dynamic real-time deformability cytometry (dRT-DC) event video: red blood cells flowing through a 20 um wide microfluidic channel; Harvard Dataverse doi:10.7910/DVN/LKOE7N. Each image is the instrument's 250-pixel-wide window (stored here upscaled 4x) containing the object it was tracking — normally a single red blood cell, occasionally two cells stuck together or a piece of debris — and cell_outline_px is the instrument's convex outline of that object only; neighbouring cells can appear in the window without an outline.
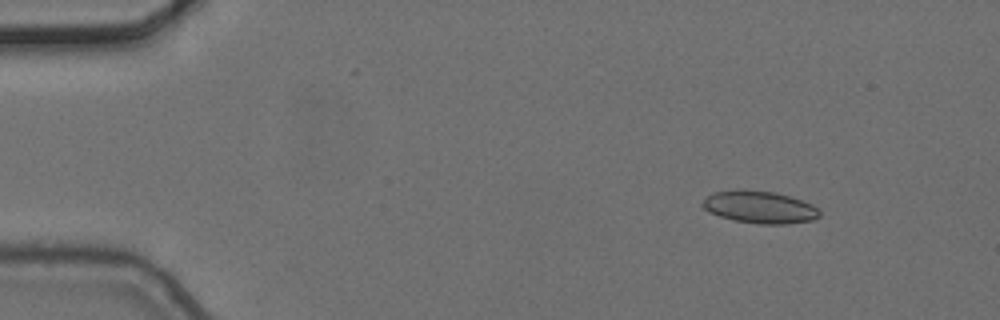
{"species": "common noctule bat (a hibernating species)", "species_latin": "Nyctalus noctula", "temperature_condition": "cold", "stored_images_in_passage": 5, "camera_frame_rate_fps": 3000, "um_per_image_px": 0.085, "animal": {"sex": "female", "body_mass_g": 24.6, "forearm_length_mm": 56.2}, "frame": {"image": 1, "passage_image": 2, "time_ms": 0.333, "image_size_px": [1000, 320], "cell_outline_px": [[820, 216], [812, 220], [784, 224], [756, 224], [732, 220], [708, 212], [700, 204], [708, 196], [716, 192], [772, 192], [788, 196], [812, 204], [820, 212]], "centroid_in_image_um": [64.59, 17.66], "position_along_channel_um": 20.4, "area_um2": 21.21}}